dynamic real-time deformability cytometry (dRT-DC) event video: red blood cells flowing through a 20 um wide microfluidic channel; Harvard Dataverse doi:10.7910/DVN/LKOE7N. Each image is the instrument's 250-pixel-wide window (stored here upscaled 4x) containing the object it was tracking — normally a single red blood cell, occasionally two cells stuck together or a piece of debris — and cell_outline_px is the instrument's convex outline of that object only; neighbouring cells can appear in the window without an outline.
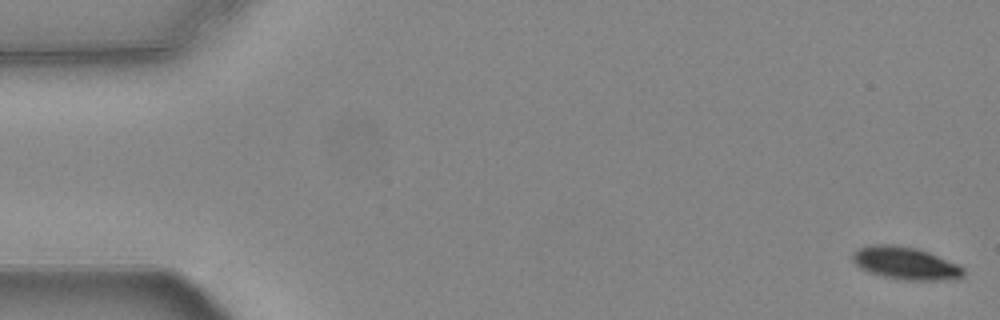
{"species": "common noctule bat (a hibernating species)", "species_latin": "Nyctalus noctula", "temperature_condition": "warm", "stored_images_in_passage": 21, "camera_frame_rate_fps": 3000, "um_per_image_px": 0.085, "animal": {"sex": "female", "body_mass_g": 24.6, "forearm_length_mm": 56.2}, "frame": {"image": 1, "passage_image": 1, "time_ms": 0.0, "image_size_px": [1000, 320], "cell_outline_px": [[964, 276], [956, 280], [904, 280], [884, 276], [868, 272], [860, 268], [852, 260], [852, 252], [868, 244], [896, 244], [916, 248], [928, 252], [960, 264], [964, 268]], "centroid_in_image_um": [76.99, 22.37], "position_along_channel_um": 8.0, "area_um2": 21.39}}
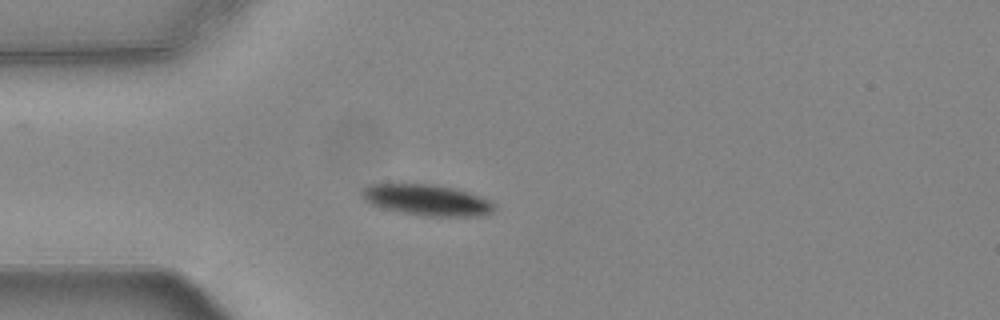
{"frame": {"image": 2, "passage_image": 15, "time_ms": 4.667, "image_size_px": [1000, 320], "cell_outline_px": [[496, 208], [492, 212], [484, 216], [424, 216], [400, 212], [384, 208], [372, 204], [364, 200], [360, 196], [360, 192], [368, 184], [428, 184], [452, 188], [468, 192], [480, 196], [488, 200]], "centroid_in_image_um": [36.26, 17.01], "position_along_channel_um": 48.7, "area_um2": 23.81}}
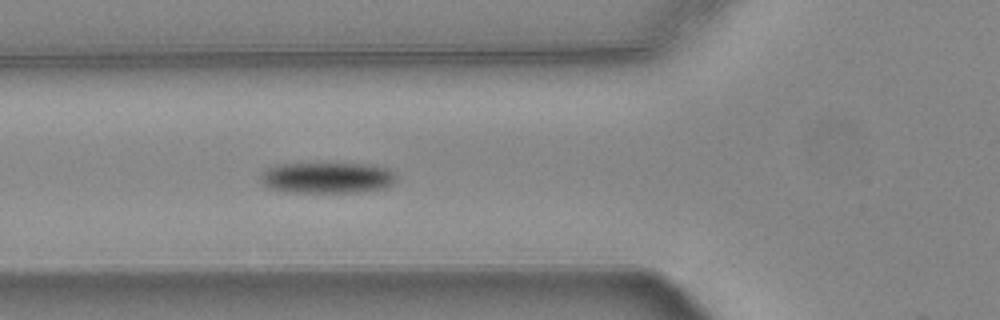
{"frame": {"image": 3, "passage_image": 20, "time_ms": 6.333, "image_size_px": [1000, 320], "cell_outline_px": [[396, 176], [392, 184], [384, 188], [360, 192], [284, 192], [268, 188], [260, 180], [260, 172], [264, 168], [276, 164], [376, 164], [388, 168]], "centroid_in_image_um": [27.76, 15.1], "position_along_channel_um": 98.0, "area_um2": 24.8}}